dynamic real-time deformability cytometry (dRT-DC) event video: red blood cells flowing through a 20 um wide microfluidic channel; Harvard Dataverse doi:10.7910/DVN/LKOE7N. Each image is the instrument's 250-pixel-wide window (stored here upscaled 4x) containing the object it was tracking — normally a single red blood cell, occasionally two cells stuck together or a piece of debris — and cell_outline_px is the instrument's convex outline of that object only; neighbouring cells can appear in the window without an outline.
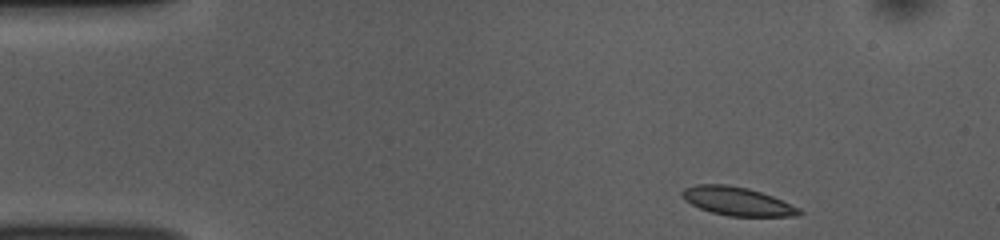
{"species": "common noctule bat (a hibernating species)", "species_latin": "Nyctalus noctula", "temperature_condition": "room temperature", "stored_images_in_passage": 47, "camera_frame_rate_fps": 3000, "um_per_image_px": 0.085, "animal": {"sex": "female", "body_mass_g": 10.0, "forearm_length_mm": 53.1}, "frame": {"image": 1, "passage_image": 1, "time_ms": 0.0, "image_size_px": [1000, 240], "cell_outline_px": [[804, 212], [800, 216], [728, 216], [712, 212], [700, 208], [684, 200], [680, 196], [680, 192], [684, 188], [696, 184], [728, 184], [748, 188], [772, 196], [800, 208]], "centroid_in_image_um": [62.65, 17.1], "position_along_channel_um": 22.3, "area_um2": 19.54}}
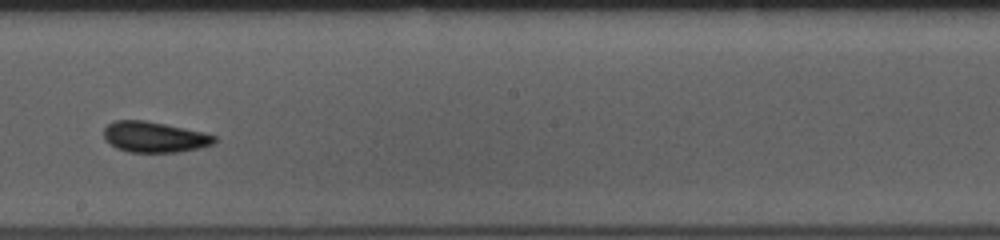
{"frame": {"image": 2, "passage_image": 24, "time_ms": 7.667, "image_size_px": [1000, 240], "cell_outline_px": [[216, 140], [212, 144], [200, 148], [180, 152], [128, 152], [116, 148], [104, 140], [104, 128], [108, 124], [116, 120], [144, 120], [204, 132], [216, 136]], "centroid_in_image_um": [13.1, 11.65], "position_along_channel_um": 235.1, "area_um2": 19.83}}
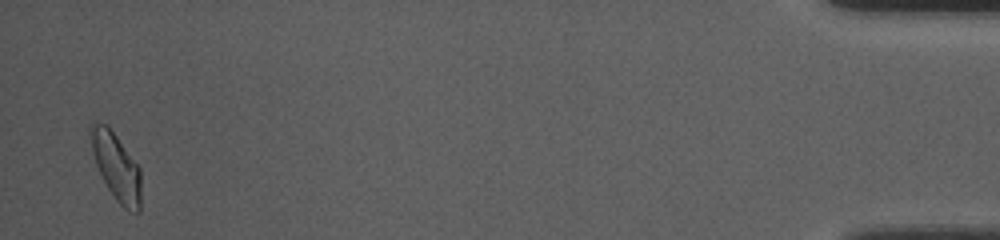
{"frame": {"image": 3, "passage_image": 46, "time_ms": 15.0, "image_size_px": [1000, 240], "cell_outline_px": [[140, 212], [128, 212], [116, 200], [108, 188], [96, 164], [92, 152], [88, 132], [88, 124], [108, 124], [140, 168]], "centroid_in_image_um": [9.87, 14.15], "position_along_channel_um": 425.3, "area_um2": 19.71}, "authors_computed_cell_mechanics": {"area_um2": 19.4786, "velocity_mm_per_s": 3.7505, "shape_relaxation_time_tau1_ms": 2.8839, "shape_relaxation_time_tau2_ms": 2.4149, "deformation_change_tau1": 0.1087, "deformation_change_tau2": 0.0863}}